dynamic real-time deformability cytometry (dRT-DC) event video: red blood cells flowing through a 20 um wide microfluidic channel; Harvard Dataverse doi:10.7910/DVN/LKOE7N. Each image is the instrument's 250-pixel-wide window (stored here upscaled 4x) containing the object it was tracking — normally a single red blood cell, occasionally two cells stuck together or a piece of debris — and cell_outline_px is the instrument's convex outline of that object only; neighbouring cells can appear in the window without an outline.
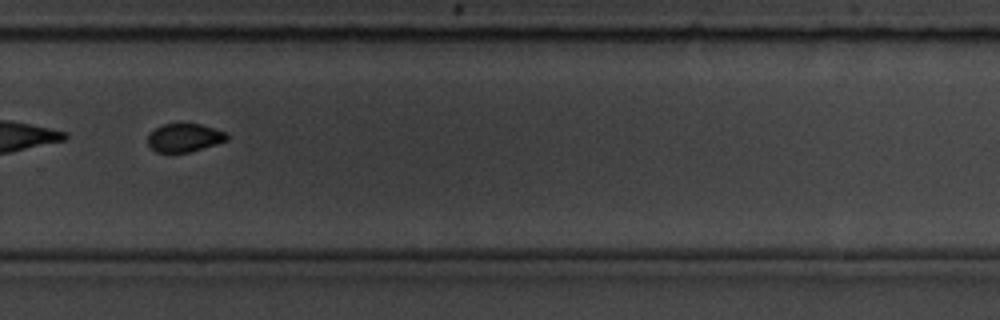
{"species": "common noctule bat (a hibernating species)", "species_latin": "Nyctalus noctula", "temperature_condition": "room temperature", "stored_images_in_passage": 54, "segment_of_instrument_passage": [2, 2], "camera_frame_rate_fps": 3000, "um_per_image_px": 0.085, "animal": {"sex": "male", "body_mass_g": 19.5, "forearm_length_mm": 54.6}, "frame": {"image": 1, "passage_image": 38, "time_ms": 12.333, "image_size_px": [1000, 320], "cell_outline_px": [[228, 140], [216, 144], [188, 152], [156, 152], [148, 144], [148, 136], [156, 128], [164, 124], [200, 124], [228, 132]], "centroid_in_image_um": [15.71, 11.7], "position_along_channel_um": 314.1, "area_um2": 12.89}}